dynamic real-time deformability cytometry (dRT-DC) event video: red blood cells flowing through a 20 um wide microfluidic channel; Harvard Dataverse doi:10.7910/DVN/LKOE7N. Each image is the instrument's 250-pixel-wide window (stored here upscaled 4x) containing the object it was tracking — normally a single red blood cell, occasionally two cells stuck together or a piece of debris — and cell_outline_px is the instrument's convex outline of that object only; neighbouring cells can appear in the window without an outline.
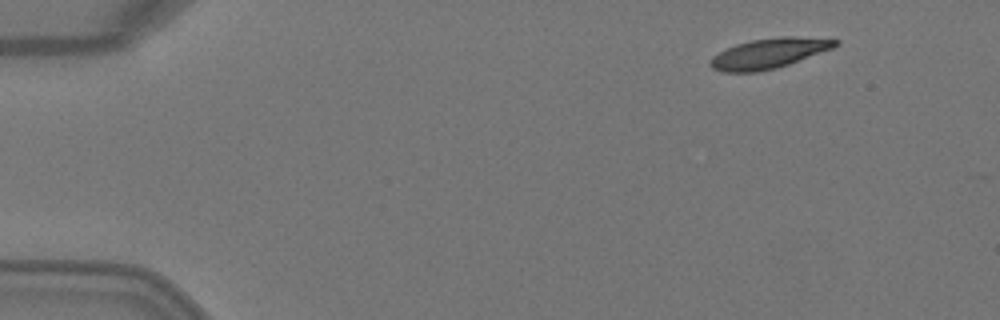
{"species": "Egyptian fruit bat (a non-hibernating species)", "species_latin": "Rousettus aegyptiacus", "temperature_condition": "warm", "stored_images_in_passage": 4, "camera_frame_rate_fps": 3000, "um_per_image_px": 0.085, "animal": {"sex": "female"}, "frame": {"image": 1, "passage_image": 1, "time_ms": 0.0, "image_size_px": [1000, 320], "cell_outline_px": [[840, 44], [832, 48], [788, 64], [776, 68], [756, 72], [724, 72], [712, 68], [708, 64], [708, 60], [712, 56], [736, 44], [752, 40], [784, 36], [792, 36], [840, 40]], "centroid_in_image_um": [65.32, 4.54], "position_along_channel_um": 19.7, "area_um2": 21.68}}
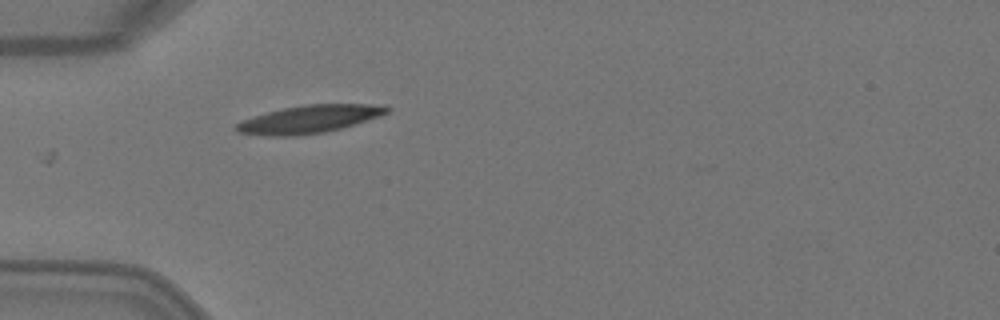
{"frame": {"image": 2, "passage_image": 4, "time_ms": 1.0, "image_size_px": [1000, 320], "cell_outline_px": [[392, 108], [388, 112], [380, 116], [340, 128], [324, 132], [296, 136], [260, 136], [236, 132], [232, 128], [240, 120], [268, 112], [284, 108], [304, 104], [384, 104]], "centroid_in_image_um": [26.25, 10.13], "position_along_channel_um": 58.8, "area_um2": 24.62}}